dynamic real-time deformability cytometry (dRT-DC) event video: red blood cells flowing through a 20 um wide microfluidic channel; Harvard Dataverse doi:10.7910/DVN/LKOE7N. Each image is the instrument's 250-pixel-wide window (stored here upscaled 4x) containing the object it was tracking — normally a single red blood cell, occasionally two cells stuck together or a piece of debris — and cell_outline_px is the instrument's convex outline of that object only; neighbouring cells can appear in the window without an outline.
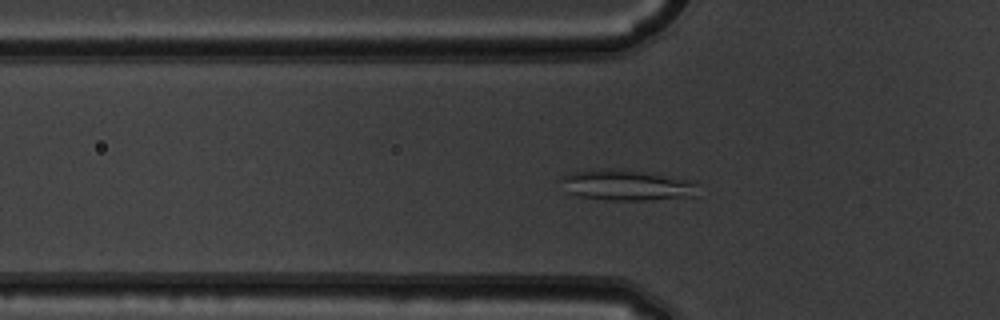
{"species": "common noctule bat (a hibernating species)", "species_latin": "Nyctalus noctula", "temperature_condition": "warm", "stored_images_in_passage": 51, "segment_of_instrument_passage": [1, 2], "camera_frame_rate_fps": 3000, "um_per_image_px": 0.085, "animal": {"sex": "male", "body_mass_g": 19.5, "forearm_length_mm": 54.6}, "frame": {"image": 1, "passage_image": 15, "time_ms": 4.667, "image_size_px": [1000, 320], "cell_outline_px": [[696, 196], [648, 200], [608, 200], [580, 196], [564, 192], [560, 180], [560, 176], [572, 172], [600, 168], [620, 168], [696, 180]], "centroid_in_image_um": [53.23, 15.72], "position_along_channel_um": 72.6, "area_um2": 25.03}}
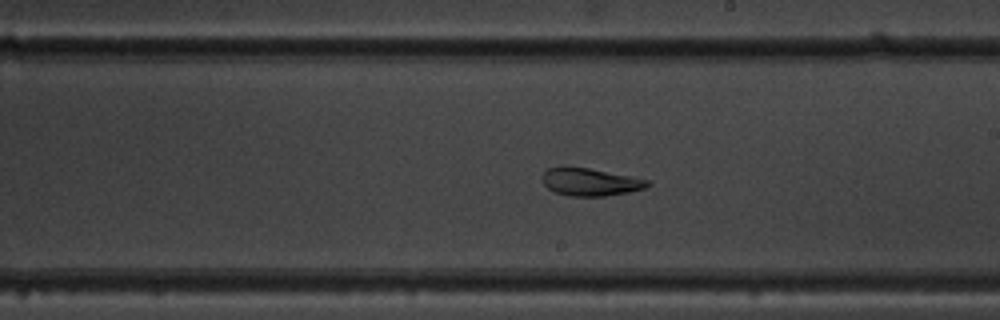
{"frame": {"image": 2, "passage_image": 28, "time_ms": 9.0, "image_size_px": [1000, 320], "cell_outline_px": [[652, 184], [644, 188], [628, 192], [604, 196], [568, 196], [556, 192], [548, 188], [544, 184], [544, 172], [548, 168], [588, 168], [648, 180]], "centroid_in_image_um": [50.2, 15.49], "position_along_channel_um": 238.8, "area_um2": 16.36}}
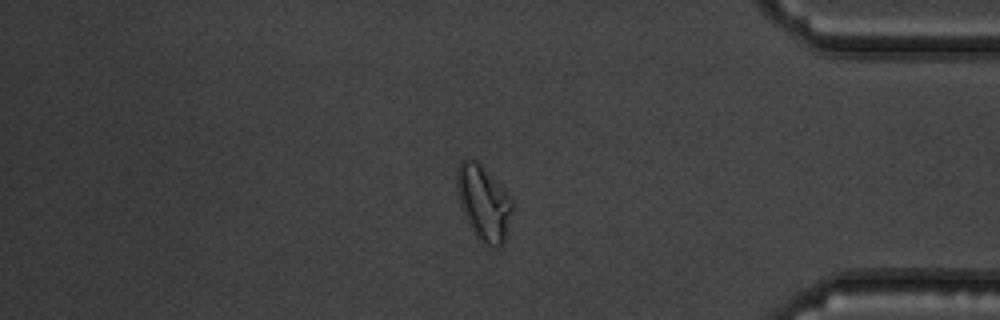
{"frame": {"image": 3, "passage_image": 42, "time_ms": 13.667, "image_size_px": [1000, 320], "cell_outline_px": [[512, 212], [508, 232], [504, 244], [500, 248], [488, 248], [480, 244], [468, 224], [460, 204], [456, 184], [456, 172], [460, 160], [464, 156], [472, 156], [504, 188], [512, 200]], "centroid_in_image_um": [41.1, 17.27], "position_along_channel_um": 394.1, "area_um2": 25.03}}